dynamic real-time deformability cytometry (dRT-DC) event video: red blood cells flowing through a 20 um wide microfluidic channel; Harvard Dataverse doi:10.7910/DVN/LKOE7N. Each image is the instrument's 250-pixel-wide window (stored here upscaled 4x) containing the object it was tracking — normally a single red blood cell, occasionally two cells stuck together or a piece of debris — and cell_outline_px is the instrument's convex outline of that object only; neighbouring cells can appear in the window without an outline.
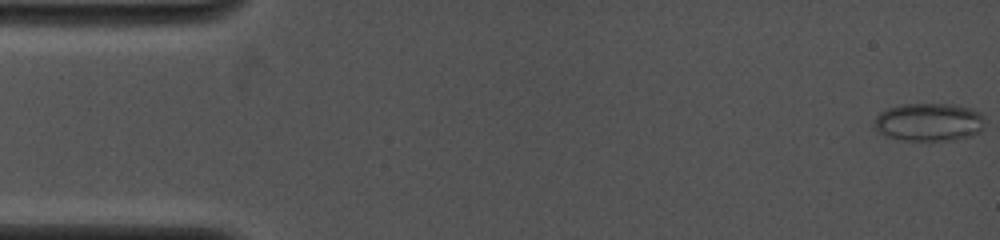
{"species": "common noctule bat (a hibernating species)", "species_latin": "Nyctalus noctula", "temperature_condition": "cold", "stored_images_in_passage": 10, "camera_frame_rate_fps": 4000, "um_per_image_px": 0.085, "animal": {"sex": "female", "body_mass_g": 19.0, "forearm_length_mm": 53.3}, "frame": {"image": 1, "passage_image": 1, "time_ms": 0.0, "image_size_px": [1000, 240], "cell_outline_px": [[984, 120], [980, 128], [972, 136], [952, 140], [900, 140], [888, 136], [880, 132], [872, 124], [872, 120], [880, 112], [888, 108], [900, 104], [952, 104], [972, 108], [980, 112], [984, 116]], "centroid_in_image_um": [78.93, 10.36], "position_along_channel_um": 6.1, "area_um2": 24.57}}
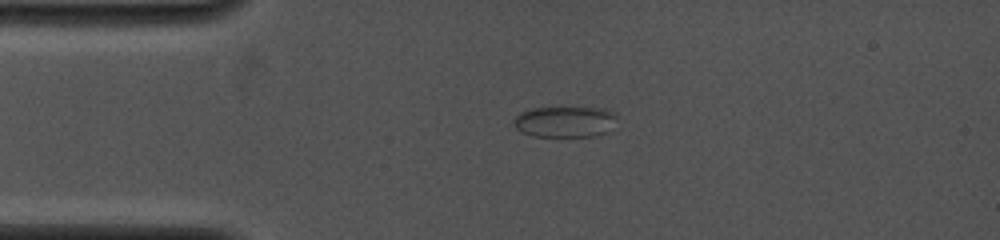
{"frame": {"image": 2, "passage_image": 9, "time_ms": 3.25, "image_size_px": [1000, 240], "cell_outline_px": [[616, 116], [608, 132], [592, 136], [532, 136], [516, 128], [512, 120], [520, 112], [532, 108], [604, 108], [616, 112]], "centroid_in_image_um": [48.01, 10.34], "position_along_channel_um": 37.0, "area_um2": 18.5}}